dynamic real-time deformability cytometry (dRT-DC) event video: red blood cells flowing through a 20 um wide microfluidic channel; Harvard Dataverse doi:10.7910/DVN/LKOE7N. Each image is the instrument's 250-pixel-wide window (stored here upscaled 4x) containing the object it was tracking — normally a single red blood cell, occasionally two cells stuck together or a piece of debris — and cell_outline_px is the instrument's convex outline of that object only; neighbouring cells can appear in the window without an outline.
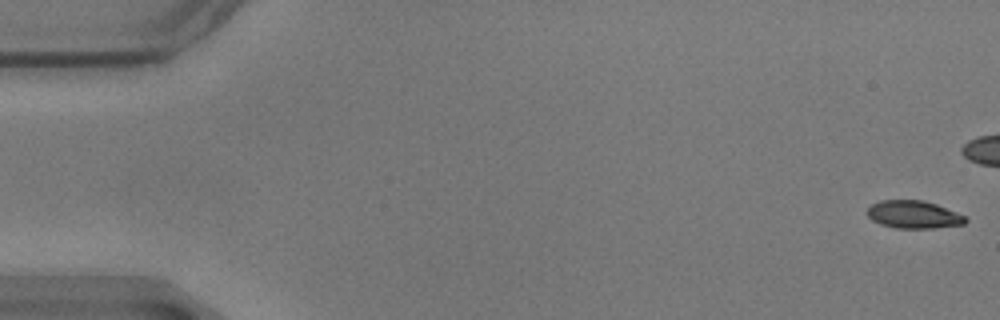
{"species": "common noctule bat (a hibernating species)", "species_latin": "Nyctalus noctula", "temperature_condition": "warm", "stored_images_in_passage": 16, "camera_frame_rate_fps": 3000, "um_per_image_px": 0.085, "animal": {"sex": "male", "body_mass_g": 17.9}, "frame": {"image": 1, "passage_image": 1, "time_ms": 0.0, "image_size_px": [1000, 320], "cell_outline_px": [[968, 220], [964, 224], [932, 228], [896, 228], [880, 224], [872, 220], [868, 216], [868, 208], [872, 204], [880, 200], [924, 200], [936, 204], [956, 212], [964, 216]], "centroid_in_image_um": [77.65, 18.23], "position_along_channel_um": 7.4, "area_um2": 15.78}}